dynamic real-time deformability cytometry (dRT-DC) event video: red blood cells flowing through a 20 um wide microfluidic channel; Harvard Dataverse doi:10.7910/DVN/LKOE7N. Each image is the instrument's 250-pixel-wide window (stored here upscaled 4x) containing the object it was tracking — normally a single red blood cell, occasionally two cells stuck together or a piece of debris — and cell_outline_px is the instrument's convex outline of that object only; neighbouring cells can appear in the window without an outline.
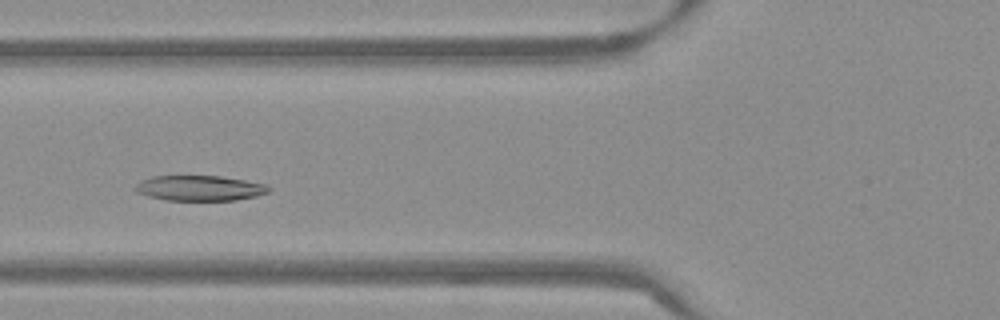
{"species": "Egyptian fruit bat (a non-hibernating species)", "species_latin": "Rousettus aegyptiacus", "temperature_condition": "warm", "stored_images_in_passage": 47, "camera_frame_rate_fps": 3000, "um_per_image_px": 0.085, "frame": {"image": 1, "passage_image": 14, "time_ms": 4.333, "image_size_px": [1000, 320], "cell_outline_px": [[272, 192], [256, 196], [236, 200], [164, 200], [148, 196], [136, 192], [136, 184], [152, 176], [220, 176], [244, 180], [264, 184], [272, 188]], "centroid_in_image_um": [17.02, 15.99], "position_along_channel_um": 108.8, "area_um2": 19.59}}
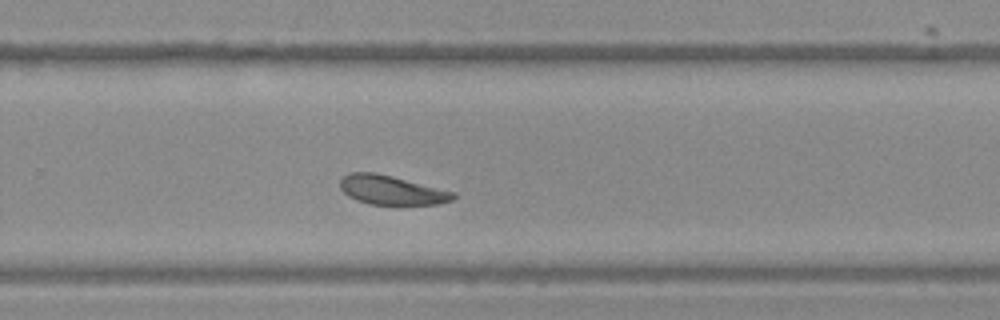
{"frame": {"image": 2, "passage_image": 29, "time_ms": 9.333, "image_size_px": [1000, 320], "cell_outline_px": [[456, 196], [452, 200], [436, 204], [400, 208], [396, 208], [368, 204], [356, 200], [348, 196], [340, 188], [340, 180], [348, 172], [376, 172], [456, 192]], "centroid_in_image_um": [33.3, 16.21], "position_along_channel_um": 296.5, "area_um2": 20.23}}
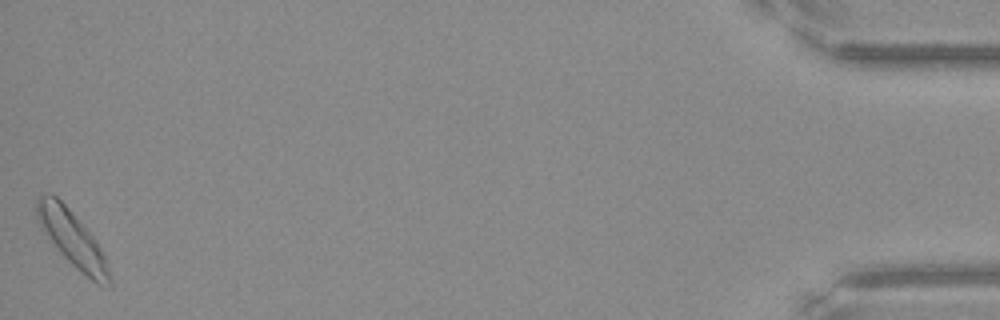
{"frame": {"image": 3, "passage_image": 47, "time_ms": 15.333, "image_size_px": [1000, 320], "cell_outline_px": [[112, 288], [96, 284], [80, 272], [60, 252], [40, 228], [36, 220], [36, 196], [44, 192], [52, 192], [68, 208], [96, 240], [108, 264], [112, 280]], "centroid_in_image_um": [6.13, 20.3], "position_along_channel_um": 429.1, "area_um2": 23.76}, "authors_computed_cell_mechanics": {"area_um2": 20.3456, "velocity_mm_per_s": 3.7596, "shape_relaxation_time_tau1_ms": 2.0079, "shape_relaxation_time_tau2_ms": 2.88, "deformation_change_tau1": 0.0974, "deformation_change_tau2": 0.0921}}